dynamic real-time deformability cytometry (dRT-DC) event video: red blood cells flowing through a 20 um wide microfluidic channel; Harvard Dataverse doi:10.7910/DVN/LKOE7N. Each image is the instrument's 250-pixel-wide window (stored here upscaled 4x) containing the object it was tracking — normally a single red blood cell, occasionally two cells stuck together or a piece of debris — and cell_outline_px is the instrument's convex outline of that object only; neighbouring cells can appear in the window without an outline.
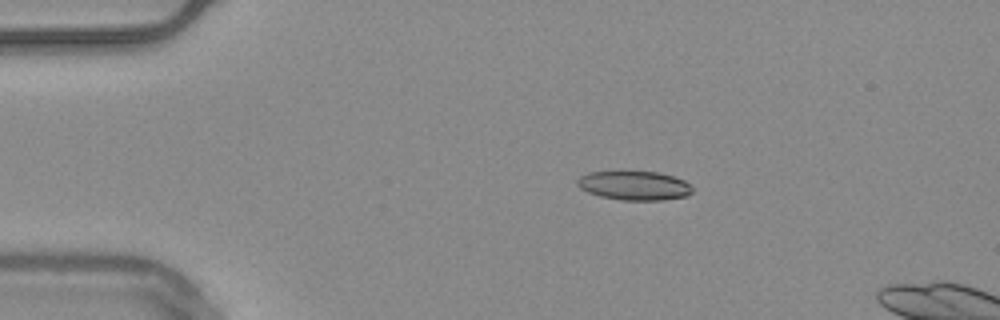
{"species": "common noctule bat (a hibernating species)", "species_latin": "Nyctalus noctula", "temperature_condition": "warm", "stored_images_in_passage": 6, "camera_frame_rate_fps": 3000, "um_per_image_px": 0.085, "animal": {"sex": "male", "body_mass_g": 20.4}, "frame": {"image": 1, "passage_image": 1, "time_ms": 0.0, "image_size_px": [1000, 320], "cell_outline_px": [[692, 192], [688, 196], [660, 200], [620, 200], [600, 196], [588, 192], [580, 188], [576, 184], [576, 180], [580, 176], [588, 172], [656, 172], [672, 176], [684, 180], [692, 188]], "centroid_in_image_um": [53.89, 15.78], "position_along_channel_um": 31.1, "area_um2": 19.36}}